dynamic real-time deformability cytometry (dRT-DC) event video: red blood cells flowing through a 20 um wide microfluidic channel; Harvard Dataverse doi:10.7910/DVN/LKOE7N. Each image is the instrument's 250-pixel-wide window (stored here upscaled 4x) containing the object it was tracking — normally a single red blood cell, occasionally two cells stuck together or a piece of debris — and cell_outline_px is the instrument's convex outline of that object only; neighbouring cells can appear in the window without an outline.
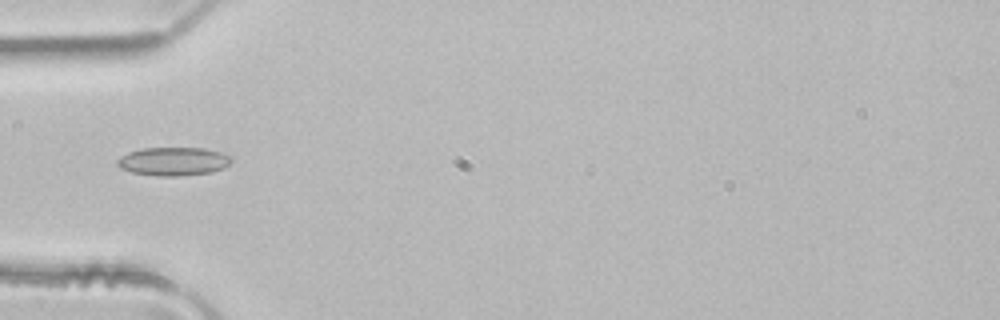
{"species": "common noctule bat (a hibernating species)", "species_latin": "Nyctalus noctula", "temperature_condition": "room temperature", "stored_images_in_passage": 3, "camera_frame_rate_fps": 3000, "um_per_image_px": 0.085, "animal": {"sex": "male", "body_mass_g": 21.5, "forearm_length_mm": 52.0}, "frame": {"image": 1, "passage_image": 3, "time_ms": 0.667, "image_size_px": [1000, 320], "cell_outline_px": [[232, 160], [224, 168], [212, 172], [180, 176], [156, 176], [132, 172], [120, 168], [116, 164], [116, 160], [120, 156], [128, 152], [144, 148], [204, 148], [220, 152], [228, 156]], "centroid_in_image_um": [14.7, 13.72], "position_along_channel_um": 70.3, "area_um2": 18.9}}